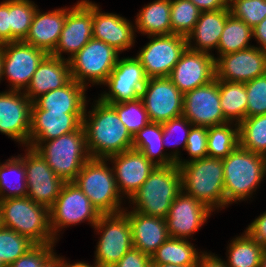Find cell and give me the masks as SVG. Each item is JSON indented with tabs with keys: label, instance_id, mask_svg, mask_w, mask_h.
<instances>
[{
	"label": "cell",
	"instance_id": "obj_19",
	"mask_svg": "<svg viewBox=\"0 0 266 267\" xmlns=\"http://www.w3.org/2000/svg\"><path fill=\"white\" fill-rule=\"evenodd\" d=\"M168 78L184 94L216 78L215 57L188 47Z\"/></svg>",
	"mask_w": 266,
	"mask_h": 267
},
{
	"label": "cell",
	"instance_id": "obj_24",
	"mask_svg": "<svg viewBox=\"0 0 266 267\" xmlns=\"http://www.w3.org/2000/svg\"><path fill=\"white\" fill-rule=\"evenodd\" d=\"M84 113L50 112L31 109L29 144L32 141H48L76 131Z\"/></svg>",
	"mask_w": 266,
	"mask_h": 267
},
{
	"label": "cell",
	"instance_id": "obj_57",
	"mask_svg": "<svg viewBox=\"0 0 266 267\" xmlns=\"http://www.w3.org/2000/svg\"><path fill=\"white\" fill-rule=\"evenodd\" d=\"M260 267H266V247H264L262 250L260 258Z\"/></svg>",
	"mask_w": 266,
	"mask_h": 267
},
{
	"label": "cell",
	"instance_id": "obj_7",
	"mask_svg": "<svg viewBox=\"0 0 266 267\" xmlns=\"http://www.w3.org/2000/svg\"><path fill=\"white\" fill-rule=\"evenodd\" d=\"M106 162L104 158H90L73 182L100 214H115L124 211L121 208L123 197L118 191L113 169Z\"/></svg>",
	"mask_w": 266,
	"mask_h": 267
},
{
	"label": "cell",
	"instance_id": "obj_60",
	"mask_svg": "<svg viewBox=\"0 0 266 267\" xmlns=\"http://www.w3.org/2000/svg\"><path fill=\"white\" fill-rule=\"evenodd\" d=\"M146 267H157V264H154L152 261H150Z\"/></svg>",
	"mask_w": 266,
	"mask_h": 267
},
{
	"label": "cell",
	"instance_id": "obj_49",
	"mask_svg": "<svg viewBox=\"0 0 266 267\" xmlns=\"http://www.w3.org/2000/svg\"><path fill=\"white\" fill-rule=\"evenodd\" d=\"M10 42V0H5L0 3V45Z\"/></svg>",
	"mask_w": 266,
	"mask_h": 267
},
{
	"label": "cell",
	"instance_id": "obj_11",
	"mask_svg": "<svg viewBox=\"0 0 266 267\" xmlns=\"http://www.w3.org/2000/svg\"><path fill=\"white\" fill-rule=\"evenodd\" d=\"M151 40L136 55L147 78L168 77L186 50L185 36L178 34L149 36Z\"/></svg>",
	"mask_w": 266,
	"mask_h": 267
},
{
	"label": "cell",
	"instance_id": "obj_35",
	"mask_svg": "<svg viewBox=\"0 0 266 267\" xmlns=\"http://www.w3.org/2000/svg\"><path fill=\"white\" fill-rule=\"evenodd\" d=\"M253 37V28L232 14L227 17L224 30L218 44L219 56L252 47L249 41ZM249 44V45H248Z\"/></svg>",
	"mask_w": 266,
	"mask_h": 267
},
{
	"label": "cell",
	"instance_id": "obj_41",
	"mask_svg": "<svg viewBox=\"0 0 266 267\" xmlns=\"http://www.w3.org/2000/svg\"><path fill=\"white\" fill-rule=\"evenodd\" d=\"M107 104L116 110L119 119L132 137L150 122L141 97L123 103Z\"/></svg>",
	"mask_w": 266,
	"mask_h": 267
},
{
	"label": "cell",
	"instance_id": "obj_32",
	"mask_svg": "<svg viewBox=\"0 0 266 267\" xmlns=\"http://www.w3.org/2000/svg\"><path fill=\"white\" fill-rule=\"evenodd\" d=\"M220 104L228 122L240 124L246 118L247 92L245 83L219 80Z\"/></svg>",
	"mask_w": 266,
	"mask_h": 267
},
{
	"label": "cell",
	"instance_id": "obj_45",
	"mask_svg": "<svg viewBox=\"0 0 266 267\" xmlns=\"http://www.w3.org/2000/svg\"><path fill=\"white\" fill-rule=\"evenodd\" d=\"M207 140H208V127L192 126L187 138V144L185 148V150L190 155V160L186 161L179 159L176 162V165L180 166L188 161H193L208 157Z\"/></svg>",
	"mask_w": 266,
	"mask_h": 267
},
{
	"label": "cell",
	"instance_id": "obj_29",
	"mask_svg": "<svg viewBox=\"0 0 266 267\" xmlns=\"http://www.w3.org/2000/svg\"><path fill=\"white\" fill-rule=\"evenodd\" d=\"M230 14V8L201 12L195 27L186 37L188 48L204 53H209L212 48L217 50L221 33ZM192 39L196 41L194 44L196 46H192Z\"/></svg>",
	"mask_w": 266,
	"mask_h": 267
},
{
	"label": "cell",
	"instance_id": "obj_56",
	"mask_svg": "<svg viewBox=\"0 0 266 267\" xmlns=\"http://www.w3.org/2000/svg\"><path fill=\"white\" fill-rule=\"evenodd\" d=\"M157 267H198V264H189V265H173V264H157Z\"/></svg>",
	"mask_w": 266,
	"mask_h": 267
},
{
	"label": "cell",
	"instance_id": "obj_53",
	"mask_svg": "<svg viewBox=\"0 0 266 267\" xmlns=\"http://www.w3.org/2000/svg\"><path fill=\"white\" fill-rule=\"evenodd\" d=\"M253 36L260 43L258 48L266 51V18L253 28Z\"/></svg>",
	"mask_w": 266,
	"mask_h": 267
},
{
	"label": "cell",
	"instance_id": "obj_59",
	"mask_svg": "<svg viewBox=\"0 0 266 267\" xmlns=\"http://www.w3.org/2000/svg\"><path fill=\"white\" fill-rule=\"evenodd\" d=\"M3 227V223H2V211H1V207H0V229Z\"/></svg>",
	"mask_w": 266,
	"mask_h": 267
},
{
	"label": "cell",
	"instance_id": "obj_13",
	"mask_svg": "<svg viewBox=\"0 0 266 267\" xmlns=\"http://www.w3.org/2000/svg\"><path fill=\"white\" fill-rule=\"evenodd\" d=\"M23 162L26 168L27 197L50 209L64 184L34 148L27 146Z\"/></svg>",
	"mask_w": 266,
	"mask_h": 267
},
{
	"label": "cell",
	"instance_id": "obj_16",
	"mask_svg": "<svg viewBox=\"0 0 266 267\" xmlns=\"http://www.w3.org/2000/svg\"><path fill=\"white\" fill-rule=\"evenodd\" d=\"M193 126H216L227 123L220 104L219 80L184 93L183 114Z\"/></svg>",
	"mask_w": 266,
	"mask_h": 267
},
{
	"label": "cell",
	"instance_id": "obj_8",
	"mask_svg": "<svg viewBox=\"0 0 266 267\" xmlns=\"http://www.w3.org/2000/svg\"><path fill=\"white\" fill-rule=\"evenodd\" d=\"M118 53L107 43L91 38L78 53L68 60L72 79L86 88L88 82L94 85L104 84L115 68L119 58Z\"/></svg>",
	"mask_w": 266,
	"mask_h": 267
},
{
	"label": "cell",
	"instance_id": "obj_2",
	"mask_svg": "<svg viewBox=\"0 0 266 267\" xmlns=\"http://www.w3.org/2000/svg\"><path fill=\"white\" fill-rule=\"evenodd\" d=\"M222 162L225 206L252 197L266 175V156L238 145Z\"/></svg>",
	"mask_w": 266,
	"mask_h": 267
},
{
	"label": "cell",
	"instance_id": "obj_25",
	"mask_svg": "<svg viewBox=\"0 0 266 267\" xmlns=\"http://www.w3.org/2000/svg\"><path fill=\"white\" fill-rule=\"evenodd\" d=\"M71 79L69 61L47 54L39 63L24 94L33 102L39 96L65 86Z\"/></svg>",
	"mask_w": 266,
	"mask_h": 267
},
{
	"label": "cell",
	"instance_id": "obj_34",
	"mask_svg": "<svg viewBox=\"0 0 266 267\" xmlns=\"http://www.w3.org/2000/svg\"><path fill=\"white\" fill-rule=\"evenodd\" d=\"M19 156L12 157L4 164H0V200L27 197L26 168L23 157ZM11 173L17 175L16 178L14 177L15 182H12L11 178L13 177H9L13 175Z\"/></svg>",
	"mask_w": 266,
	"mask_h": 267
},
{
	"label": "cell",
	"instance_id": "obj_22",
	"mask_svg": "<svg viewBox=\"0 0 266 267\" xmlns=\"http://www.w3.org/2000/svg\"><path fill=\"white\" fill-rule=\"evenodd\" d=\"M106 160H111L114 164L112 169L119 193L127 195L129 199L156 167L142 152L135 149L111 155Z\"/></svg>",
	"mask_w": 266,
	"mask_h": 267
},
{
	"label": "cell",
	"instance_id": "obj_51",
	"mask_svg": "<svg viewBox=\"0 0 266 267\" xmlns=\"http://www.w3.org/2000/svg\"><path fill=\"white\" fill-rule=\"evenodd\" d=\"M201 12L229 8V0H190Z\"/></svg>",
	"mask_w": 266,
	"mask_h": 267
},
{
	"label": "cell",
	"instance_id": "obj_58",
	"mask_svg": "<svg viewBox=\"0 0 266 267\" xmlns=\"http://www.w3.org/2000/svg\"><path fill=\"white\" fill-rule=\"evenodd\" d=\"M2 76H3V51L0 45V80H2Z\"/></svg>",
	"mask_w": 266,
	"mask_h": 267
},
{
	"label": "cell",
	"instance_id": "obj_50",
	"mask_svg": "<svg viewBox=\"0 0 266 267\" xmlns=\"http://www.w3.org/2000/svg\"><path fill=\"white\" fill-rule=\"evenodd\" d=\"M244 232L260 245L266 247V211L248 225Z\"/></svg>",
	"mask_w": 266,
	"mask_h": 267
},
{
	"label": "cell",
	"instance_id": "obj_6",
	"mask_svg": "<svg viewBox=\"0 0 266 267\" xmlns=\"http://www.w3.org/2000/svg\"><path fill=\"white\" fill-rule=\"evenodd\" d=\"M3 227L28 237L35 244H54L49 209L29 197L0 200Z\"/></svg>",
	"mask_w": 266,
	"mask_h": 267
},
{
	"label": "cell",
	"instance_id": "obj_39",
	"mask_svg": "<svg viewBox=\"0 0 266 267\" xmlns=\"http://www.w3.org/2000/svg\"><path fill=\"white\" fill-rule=\"evenodd\" d=\"M37 8L30 0H10L11 42L25 40Z\"/></svg>",
	"mask_w": 266,
	"mask_h": 267
},
{
	"label": "cell",
	"instance_id": "obj_23",
	"mask_svg": "<svg viewBox=\"0 0 266 267\" xmlns=\"http://www.w3.org/2000/svg\"><path fill=\"white\" fill-rule=\"evenodd\" d=\"M134 31V25L129 20L117 14L102 13L99 6L92 2L93 38L107 43L120 54L134 45Z\"/></svg>",
	"mask_w": 266,
	"mask_h": 267
},
{
	"label": "cell",
	"instance_id": "obj_21",
	"mask_svg": "<svg viewBox=\"0 0 266 267\" xmlns=\"http://www.w3.org/2000/svg\"><path fill=\"white\" fill-rule=\"evenodd\" d=\"M211 212L206 205L181 191L165 218L169 237L187 239L204 225Z\"/></svg>",
	"mask_w": 266,
	"mask_h": 267
},
{
	"label": "cell",
	"instance_id": "obj_28",
	"mask_svg": "<svg viewBox=\"0 0 266 267\" xmlns=\"http://www.w3.org/2000/svg\"><path fill=\"white\" fill-rule=\"evenodd\" d=\"M87 88L71 79L65 86L49 91L36 98L31 109H43L50 112L85 113Z\"/></svg>",
	"mask_w": 266,
	"mask_h": 267
},
{
	"label": "cell",
	"instance_id": "obj_37",
	"mask_svg": "<svg viewBox=\"0 0 266 267\" xmlns=\"http://www.w3.org/2000/svg\"><path fill=\"white\" fill-rule=\"evenodd\" d=\"M238 145V124L235 123L232 126V122H227L222 125L208 127V157L220 159L226 158Z\"/></svg>",
	"mask_w": 266,
	"mask_h": 267
},
{
	"label": "cell",
	"instance_id": "obj_20",
	"mask_svg": "<svg viewBox=\"0 0 266 267\" xmlns=\"http://www.w3.org/2000/svg\"><path fill=\"white\" fill-rule=\"evenodd\" d=\"M32 101L21 91L0 93V132L29 145Z\"/></svg>",
	"mask_w": 266,
	"mask_h": 267
},
{
	"label": "cell",
	"instance_id": "obj_1",
	"mask_svg": "<svg viewBox=\"0 0 266 267\" xmlns=\"http://www.w3.org/2000/svg\"><path fill=\"white\" fill-rule=\"evenodd\" d=\"M82 120L87 149L91 158H108L132 149L133 137L116 110L99 98ZM90 114V115H89Z\"/></svg>",
	"mask_w": 266,
	"mask_h": 267
},
{
	"label": "cell",
	"instance_id": "obj_33",
	"mask_svg": "<svg viewBox=\"0 0 266 267\" xmlns=\"http://www.w3.org/2000/svg\"><path fill=\"white\" fill-rule=\"evenodd\" d=\"M188 239L168 238L151 256L154 264L189 265L198 264L199 254Z\"/></svg>",
	"mask_w": 266,
	"mask_h": 267
},
{
	"label": "cell",
	"instance_id": "obj_26",
	"mask_svg": "<svg viewBox=\"0 0 266 267\" xmlns=\"http://www.w3.org/2000/svg\"><path fill=\"white\" fill-rule=\"evenodd\" d=\"M124 211L131 225L133 247L151 257L169 238L166 220L134 210Z\"/></svg>",
	"mask_w": 266,
	"mask_h": 267
},
{
	"label": "cell",
	"instance_id": "obj_5",
	"mask_svg": "<svg viewBox=\"0 0 266 267\" xmlns=\"http://www.w3.org/2000/svg\"><path fill=\"white\" fill-rule=\"evenodd\" d=\"M181 191L179 166H156L129 201L135 206L134 211L165 219L172 202Z\"/></svg>",
	"mask_w": 266,
	"mask_h": 267
},
{
	"label": "cell",
	"instance_id": "obj_12",
	"mask_svg": "<svg viewBox=\"0 0 266 267\" xmlns=\"http://www.w3.org/2000/svg\"><path fill=\"white\" fill-rule=\"evenodd\" d=\"M3 51V76L9 80L13 91H25L39 63L47 53L24 41H13L1 45Z\"/></svg>",
	"mask_w": 266,
	"mask_h": 267
},
{
	"label": "cell",
	"instance_id": "obj_38",
	"mask_svg": "<svg viewBox=\"0 0 266 267\" xmlns=\"http://www.w3.org/2000/svg\"><path fill=\"white\" fill-rule=\"evenodd\" d=\"M239 145L266 156V114L246 117L239 124Z\"/></svg>",
	"mask_w": 266,
	"mask_h": 267
},
{
	"label": "cell",
	"instance_id": "obj_40",
	"mask_svg": "<svg viewBox=\"0 0 266 267\" xmlns=\"http://www.w3.org/2000/svg\"><path fill=\"white\" fill-rule=\"evenodd\" d=\"M201 11L190 0H171L172 34L187 37L199 19Z\"/></svg>",
	"mask_w": 266,
	"mask_h": 267
},
{
	"label": "cell",
	"instance_id": "obj_30",
	"mask_svg": "<svg viewBox=\"0 0 266 267\" xmlns=\"http://www.w3.org/2000/svg\"><path fill=\"white\" fill-rule=\"evenodd\" d=\"M162 124L149 122L133 136L132 149L140 151L156 166H170L180 159L178 149L171 154L163 153ZM155 157H157L155 159Z\"/></svg>",
	"mask_w": 266,
	"mask_h": 267
},
{
	"label": "cell",
	"instance_id": "obj_43",
	"mask_svg": "<svg viewBox=\"0 0 266 267\" xmlns=\"http://www.w3.org/2000/svg\"><path fill=\"white\" fill-rule=\"evenodd\" d=\"M231 14L254 28L266 18V0H229Z\"/></svg>",
	"mask_w": 266,
	"mask_h": 267
},
{
	"label": "cell",
	"instance_id": "obj_52",
	"mask_svg": "<svg viewBox=\"0 0 266 267\" xmlns=\"http://www.w3.org/2000/svg\"><path fill=\"white\" fill-rule=\"evenodd\" d=\"M198 267H228L221 258L204 252L198 259Z\"/></svg>",
	"mask_w": 266,
	"mask_h": 267
},
{
	"label": "cell",
	"instance_id": "obj_46",
	"mask_svg": "<svg viewBox=\"0 0 266 267\" xmlns=\"http://www.w3.org/2000/svg\"><path fill=\"white\" fill-rule=\"evenodd\" d=\"M162 124V131H163V137H162V143L163 146L165 145H170L172 144V146H177L182 144L183 150H185L186 148V144H187V138L189 135V132L191 130V127L193 126L192 123L183 115L177 118H173L171 120L165 121ZM181 132L182 136H178L179 138L175 139L176 141L172 142L170 140V138H172L173 134H177ZM183 132V133H182ZM178 135V134H177ZM174 138V137H173ZM170 140L168 142V140Z\"/></svg>",
	"mask_w": 266,
	"mask_h": 267
},
{
	"label": "cell",
	"instance_id": "obj_31",
	"mask_svg": "<svg viewBox=\"0 0 266 267\" xmlns=\"http://www.w3.org/2000/svg\"><path fill=\"white\" fill-rule=\"evenodd\" d=\"M170 10L171 0H154L137 14L135 29L148 36L172 34Z\"/></svg>",
	"mask_w": 266,
	"mask_h": 267
},
{
	"label": "cell",
	"instance_id": "obj_47",
	"mask_svg": "<svg viewBox=\"0 0 266 267\" xmlns=\"http://www.w3.org/2000/svg\"><path fill=\"white\" fill-rule=\"evenodd\" d=\"M55 244H35L8 267H40L54 252Z\"/></svg>",
	"mask_w": 266,
	"mask_h": 267
},
{
	"label": "cell",
	"instance_id": "obj_54",
	"mask_svg": "<svg viewBox=\"0 0 266 267\" xmlns=\"http://www.w3.org/2000/svg\"><path fill=\"white\" fill-rule=\"evenodd\" d=\"M64 259L56 256L55 252L40 267H63Z\"/></svg>",
	"mask_w": 266,
	"mask_h": 267
},
{
	"label": "cell",
	"instance_id": "obj_9",
	"mask_svg": "<svg viewBox=\"0 0 266 267\" xmlns=\"http://www.w3.org/2000/svg\"><path fill=\"white\" fill-rule=\"evenodd\" d=\"M94 228L99 241L95 252V264L113 267L133 247L131 225L125 211L101 214Z\"/></svg>",
	"mask_w": 266,
	"mask_h": 267
},
{
	"label": "cell",
	"instance_id": "obj_10",
	"mask_svg": "<svg viewBox=\"0 0 266 267\" xmlns=\"http://www.w3.org/2000/svg\"><path fill=\"white\" fill-rule=\"evenodd\" d=\"M50 230L57 239L60 228L87 220L94 227L101 214L74 182H66L49 209ZM59 229V230H58Z\"/></svg>",
	"mask_w": 266,
	"mask_h": 267
},
{
	"label": "cell",
	"instance_id": "obj_55",
	"mask_svg": "<svg viewBox=\"0 0 266 267\" xmlns=\"http://www.w3.org/2000/svg\"><path fill=\"white\" fill-rule=\"evenodd\" d=\"M63 267H99L97 264H94V266L91 264H87L86 262H75L73 264H70L69 262L67 263V261H65L64 259V265Z\"/></svg>",
	"mask_w": 266,
	"mask_h": 267
},
{
	"label": "cell",
	"instance_id": "obj_44",
	"mask_svg": "<svg viewBox=\"0 0 266 267\" xmlns=\"http://www.w3.org/2000/svg\"><path fill=\"white\" fill-rule=\"evenodd\" d=\"M247 92L246 117L266 114V74L245 83Z\"/></svg>",
	"mask_w": 266,
	"mask_h": 267
},
{
	"label": "cell",
	"instance_id": "obj_61",
	"mask_svg": "<svg viewBox=\"0 0 266 267\" xmlns=\"http://www.w3.org/2000/svg\"><path fill=\"white\" fill-rule=\"evenodd\" d=\"M0 267H6L1 259H0Z\"/></svg>",
	"mask_w": 266,
	"mask_h": 267
},
{
	"label": "cell",
	"instance_id": "obj_27",
	"mask_svg": "<svg viewBox=\"0 0 266 267\" xmlns=\"http://www.w3.org/2000/svg\"><path fill=\"white\" fill-rule=\"evenodd\" d=\"M66 19V8L41 13L36 10L24 42L51 54L56 48Z\"/></svg>",
	"mask_w": 266,
	"mask_h": 267
},
{
	"label": "cell",
	"instance_id": "obj_15",
	"mask_svg": "<svg viewBox=\"0 0 266 267\" xmlns=\"http://www.w3.org/2000/svg\"><path fill=\"white\" fill-rule=\"evenodd\" d=\"M141 99L150 122L163 123L183 114L184 94L168 77L148 78Z\"/></svg>",
	"mask_w": 266,
	"mask_h": 267
},
{
	"label": "cell",
	"instance_id": "obj_36",
	"mask_svg": "<svg viewBox=\"0 0 266 267\" xmlns=\"http://www.w3.org/2000/svg\"><path fill=\"white\" fill-rule=\"evenodd\" d=\"M229 244L228 267H260L263 246L256 242L246 232L231 240Z\"/></svg>",
	"mask_w": 266,
	"mask_h": 267
},
{
	"label": "cell",
	"instance_id": "obj_18",
	"mask_svg": "<svg viewBox=\"0 0 266 267\" xmlns=\"http://www.w3.org/2000/svg\"><path fill=\"white\" fill-rule=\"evenodd\" d=\"M216 79L246 83L266 74V51L254 45L248 49L215 57Z\"/></svg>",
	"mask_w": 266,
	"mask_h": 267
},
{
	"label": "cell",
	"instance_id": "obj_3",
	"mask_svg": "<svg viewBox=\"0 0 266 267\" xmlns=\"http://www.w3.org/2000/svg\"><path fill=\"white\" fill-rule=\"evenodd\" d=\"M182 191L211 211L225 207L223 162L205 157L179 166ZM214 209V210H213Z\"/></svg>",
	"mask_w": 266,
	"mask_h": 267
},
{
	"label": "cell",
	"instance_id": "obj_48",
	"mask_svg": "<svg viewBox=\"0 0 266 267\" xmlns=\"http://www.w3.org/2000/svg\"><path fill=\"white\" fill-rule=\"evenodd\" d=\"M151 257L132 247L113 267H146Z\"/></svg>",
	"mask_w": 266,
	"mask_h": 267
},
{
	"label": "cell",
	"instance_id": "obj_14",
	"mask_svg": "<svg viewBox=\"0 0 266 267\" xmlns=\"http://www.w3.org/2000/svg\"><path fill=\"white\" fill-rule=\"evenodd\" d=\"M144 68L136 57L117 60L115 68L103 85L109 91L101 94L99 99L104 103H123L141 97L147 82Z\"/></svg>",
	"mask_w": 266,
	"mask_h": 267
},
{
	"label": "cell",
	"instance_id": "obj_17",
	"mask_svg": "<svg viewBox=\"0 0 266 267\" xmlns=\"http://www.w3.org/2000/svg\"><path fill=\"white\" fill-rule=\"evenodd\" d=\"M93 38L92 33V1H78L71 9H66V19L59 42L51 53L60 59H71ZM69 53L64 58L62 53Z\"/></svg>",
	"mask_w": 266,
	"mask_h": 267
},
{
	"label": "cell",
	"instance_id": "obj_42",
	"mask_svg": "<svg viewBox=\"0 0 266 267\" xmlns=\"http://www.w3.org/2000/svg\"><path fill=\"white\" fill-rule=\"evenodd\" d=\"M35 245L28 237L12 229H0V259L6 267L15 262Z\"/></svg>",
	"mask_w": 266,
	"mask_h": 267
},
{
	"label": "cell",
	"instance_id": "obj_4",
	"mask_svg": "<svg viewBox=\"0 0 266 267\" xmlns=\"http://www.w3.org/2000/svg\"><path fill=\"white\" fill-rule=\"evenodd\" d=\"M28 146L40 153L53 172L65 182H73L91 158L83 125L55 139L32 141Z\"/></svg>",
	"mask_w": 266,
	"mask_h": 267
}]
</instances>
